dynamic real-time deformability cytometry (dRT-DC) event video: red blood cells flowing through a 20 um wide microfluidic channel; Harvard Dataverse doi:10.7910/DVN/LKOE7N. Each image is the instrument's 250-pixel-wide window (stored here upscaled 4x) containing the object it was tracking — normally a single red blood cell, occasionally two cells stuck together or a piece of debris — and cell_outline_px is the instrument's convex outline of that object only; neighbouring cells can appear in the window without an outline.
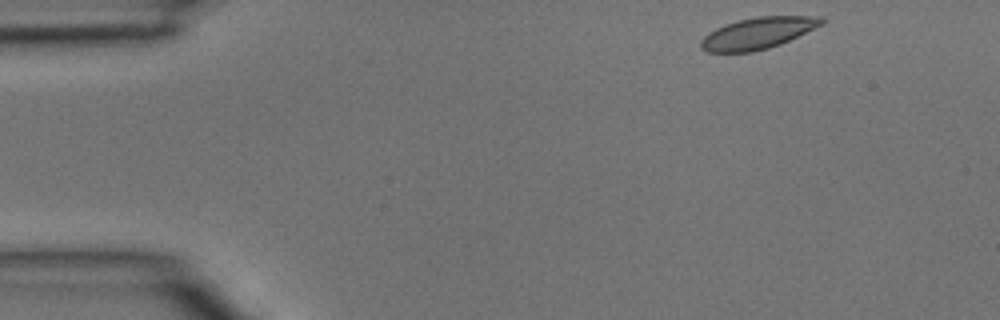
{"species": "common noctule bat (a hibernating species)", "species_latin": "Nyctalus noctula", "temperature_condition": "room temperature", "stored_images_in_passage": 3, "camera_frame_rate_fps": 3000, "um_per_image_px": 0.085, "animal": {"sex": "male", "body_mass_g": 15.6}, "frame": {"image": 1, "passage_image": 1, "time_ms": 0.0, "image_size_px": [1000, 320], "cell_outline_px": [[824, 24], [780, 44], [768, 48], [752, 52], [708, 52], [700, 48], [700, 40], [708, 32], [724, 24], [756, 16], [824, 16]], "centroid_in_image_um": [64.41, 2.81], "position_along_channel_um": 20.6, "area_um2": 22.2}}
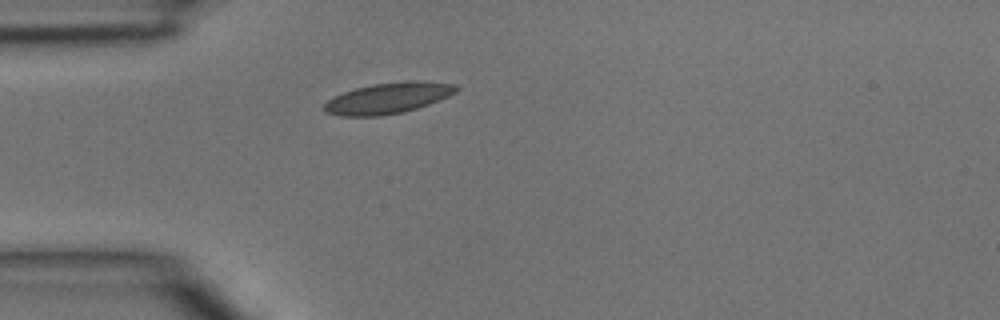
{"frame": {"image": 2, "passage_image": 3, "time_ms": 0.667, "image_size_px": [1000, 320], "cell_outline_px": [[460, 88], [456, 92], [448, 96], [428, 104], [404, 112], [380, 116], [340, 116], [324, 112], [324, 104], [328, 100], [344, 92], [356, 88], [372, 84], [408, 80], [416, 80], [456, 84]], "centroid_in_image_um": [33.0, 8.33], "position_along_channel_um": 52.0, "area_um2": 23.76}}